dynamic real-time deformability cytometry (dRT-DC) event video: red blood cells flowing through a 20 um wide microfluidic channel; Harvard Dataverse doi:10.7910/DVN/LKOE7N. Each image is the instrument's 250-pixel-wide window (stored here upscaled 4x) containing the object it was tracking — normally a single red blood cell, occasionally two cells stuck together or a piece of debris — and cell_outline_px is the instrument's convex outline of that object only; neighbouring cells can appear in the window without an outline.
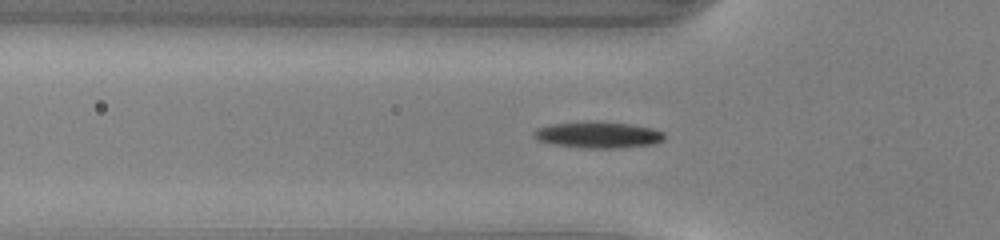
{"species": "common noctule bat (a hibernating species)", "species_latin": "Nyctalus noctula", "temperature_condition": "warm", "stored_images_in_passage": 38, "camera_frame_rate_fps": 3000, "um_per_image_px": 0.085, "animal": {"sex": "male", "body_mass_g": 13.0, "forearm_length_mm": 53.1}, "frame": {"image": 1, "passage_image": 3, "time_ms": 0.667, "image_size_px": [1000, 240], "cell_outline_px": [[664, 140], [656, 144], [620, 148], [584, 148], [552, 144], [536, 140], [532, 136], [532, 132], [536, 128], [552, 124], [632, 124], [652, 128], [664, 132]], "centroid_in_image_um": [50.86, 11.52], "position_along_channel_um": 74.9, "area_um2": 19.36}}
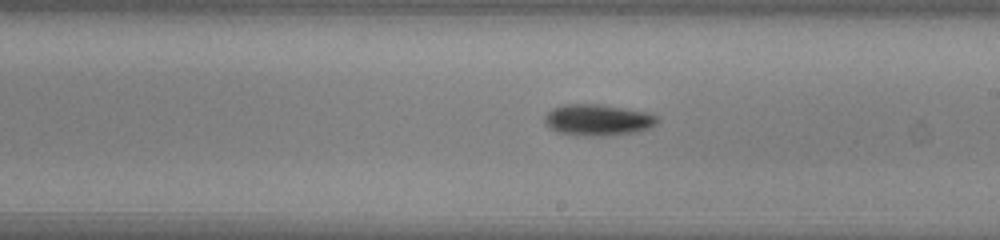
{"frame": {"image": 2, "passage_image": 15, "time_ms": 4.667, "image_size_px": [1000, 240], "cell_outline_px": [[660, 120], [652, 128], [636, 132], [608, 136], [576, 136], [556, 132], [544, 124], [544, 116], [552, 108], [564, 104], [596, 104], [648, 112], [656, 116]], "centroid_in_image_um": [50.8, 10.22], "position_along_channel_um": 238.2, "area_um2": 20.92}}
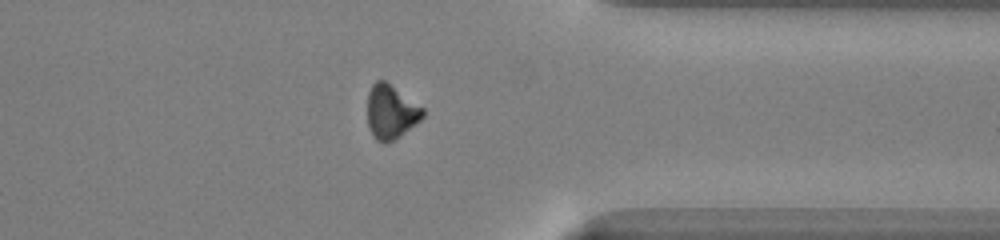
{"frame": {"image": 3, "passage_image": 26, "time_ms": 8.333, "image_size_px": [1000, 240], "cell_outline_px": [[424, 116], [420, 120], [400, 136], [384, 144], [376, 140], [372, 136], [368, 124], [368, 92], [372, 84], [376, 80], [384, 80], [424, 108]], "centroid_in_image_um": [33.22, 9.52], "position_along_channel_um": 378.2, "area_um2": 17.34}, "authors_computed_cell_mechanics": {"area_um2": 18.5827, "velocity_mm_per_s": 4.0731, "shape_relaxation_time_tau1_ms": 1.9936, "shape_relaxation_time_tau2_ms": null, "deformation_change_tau1": 0.115, "deformation_change_tau2": null}}